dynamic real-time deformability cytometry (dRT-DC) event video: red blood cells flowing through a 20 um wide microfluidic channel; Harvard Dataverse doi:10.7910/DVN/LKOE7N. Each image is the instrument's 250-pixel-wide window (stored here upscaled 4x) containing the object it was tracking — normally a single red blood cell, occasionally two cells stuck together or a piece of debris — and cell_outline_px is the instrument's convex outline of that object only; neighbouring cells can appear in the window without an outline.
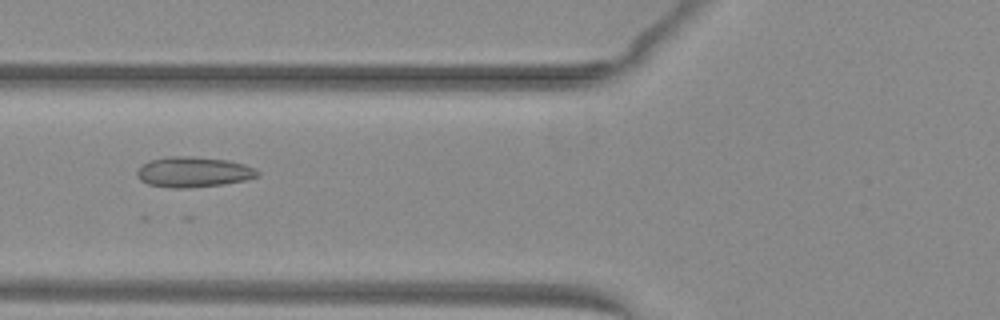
{"species": "common noctule bat (a hibernating species)", "species_latin": "Nyctalus noctula", "temperature_condition": "warm", "stored_images_in_passage": 27, "camera_frame_rate_fps": 3000, "um_per_image_px": 0.085, "animal": {"sex": "female", "body_mass_g": 29.2, "forearm_length_mm": 56.3}, "frame": {"image": 1, "passage_image": 12, "time_ms": 3.667, "image_size_px": [1000, 320], "cell_outline_px": [[260, 176], [248, 180], [224, 184], [188, 188], [172, 188], [148, 184], [140, 180], [136, 176], [136, 172], [148, 160], [164, 156], [192, 156], [228, 160], [244, 164], [256, 168], [260, 172]], "centroid_in_image_um": [16.47, 14.62], "position_along_channel_um": 109.3, "area_um2": 21.68}}
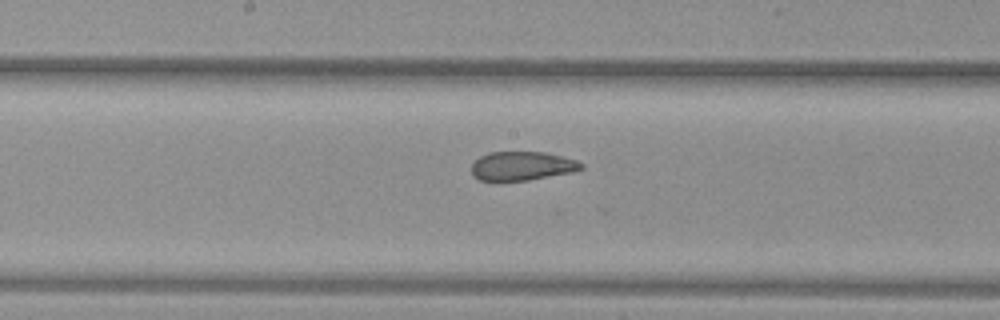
{"frame": {"image": 2, "passage_image": 19, "time_ms": 6.0, "image_size_px": [1000, 320], "cell_outline_px": [[584, 168], [572, 172], [528, 180], [480, 180], [472, 176], [472, 164], [480, 156], [488, 152], [544, 152], [576, 160], [584, 164]], "centroid_in_image_um": [44.37, 14.1], "position_along_channel_um": 203.8, "area_um2": 18.32}}
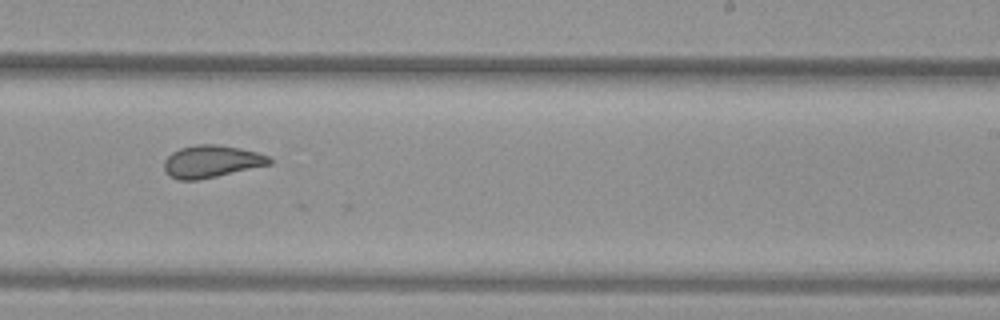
{"frame": {"image": 3, "passage_image": 24, "time_ms": 7.667, "image_size_px": [1000, 320], "cell_outline_px": [[272, 164], [216, 176], [196, 180], [176, 180], [168, 176], [164, 168], [164, 160], [172, 152], [180, 148], [196, 144], [216, 144], [240, 148], [256, 152], [268, 156], [272, 160]], "centroid_in_image_um": [17.95, 13.72], "position_along_channel_um": 271.1, "area_um2": 19.83}}